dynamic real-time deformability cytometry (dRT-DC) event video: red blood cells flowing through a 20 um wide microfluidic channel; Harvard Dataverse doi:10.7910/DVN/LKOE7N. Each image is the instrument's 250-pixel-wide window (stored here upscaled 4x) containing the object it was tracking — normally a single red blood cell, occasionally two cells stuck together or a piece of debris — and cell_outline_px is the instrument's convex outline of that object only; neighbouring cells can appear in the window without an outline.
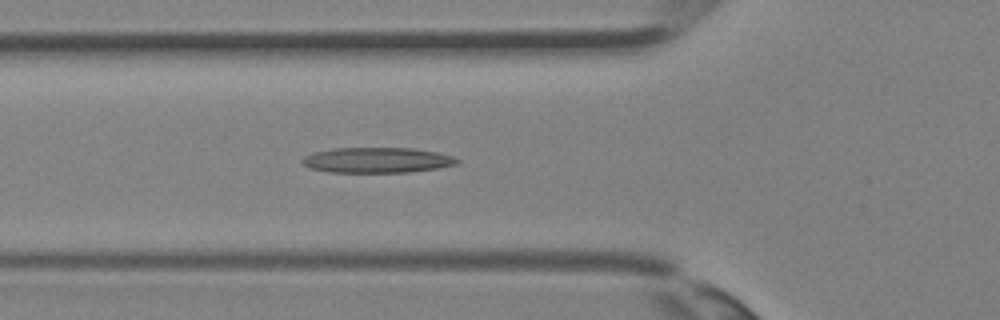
{"species": "Egyptian fruit bat (a non-hibernating species)", "species_latin": "Rousettus aegyptiacus", "temperature_condition": "room temperature", "stored_images_in_passage": 36, "camera_frame_rate_fps": 3000, "um_per_image_px": 0.085, "animal": {"sex": "female"}, "frame": {"image": 1, "passage_image": 13, "time_ms": 4.0, "image_size_px": [1000, 320], "cell_outline_px": [[460, 160], [456, 164], [436, 168], [408, 172], [328, 172], [312, 168], [304, 164], [300, 160], [304, 156], [312, 152], [332, 148], [412, 148], [436, 152], [452, 156]], "centroid_in_image_um": [32.01, 13.6], "position_along_channel_um": 93.8, "area_um2": 22.77}}
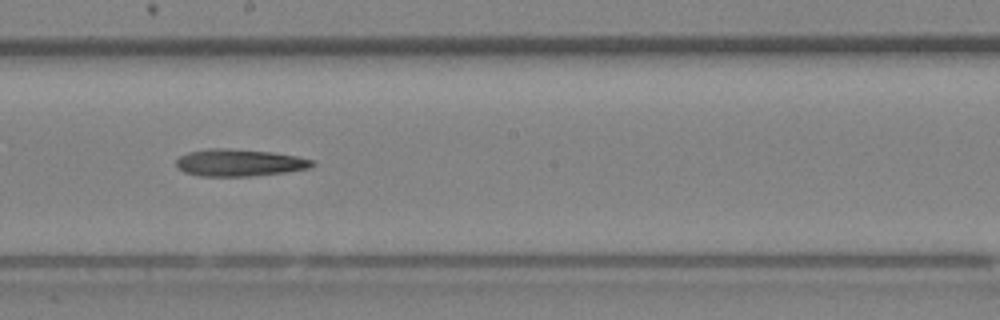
{"frame": {"image": 2, "passage_image": 20, "time_ms": 6.333, "image_size_px": [1000, 320], "cell_outline_px": [[316, 164], [308, 168], [284, 172], [248, 176], [200, 176], [184, 172], [176, 168], [176, 160], [180, 156], [188, 152], [208, 148], [228, 148], [272, 152], [296, 156], [312, 160]], "centroid_in_image_um": [20.29, 13.82], "position_along_channel_um": 227.9, "area_um2": 21.44}}
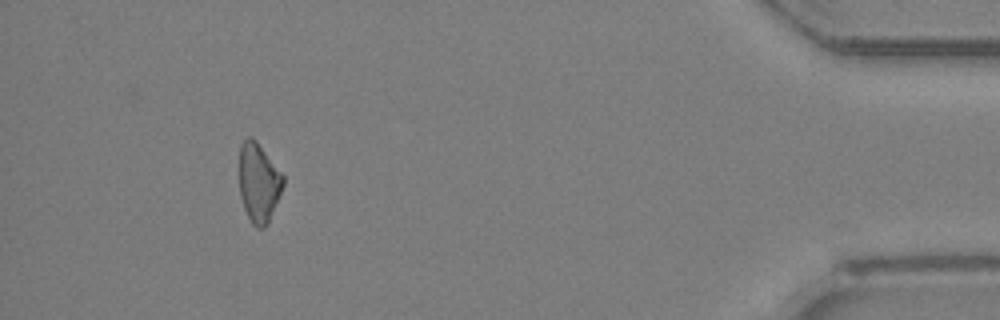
{"frame": {"image": 3, "passage_image": 33, "time_ms": 10.667, "image_size_px": [1000, 320], "cell_outline_px": [[284, 184], [268, 224], [264, 228], [256, 228], [252, 224], [244, 208], [240, 196], [240, 144], [248, 136], [252, 136], [256, 140], [284, 176]], "centroid_in_image_um": [21.99, 15.53], "position_along_channel_um": 413.2, "area_um2": 20.17}}